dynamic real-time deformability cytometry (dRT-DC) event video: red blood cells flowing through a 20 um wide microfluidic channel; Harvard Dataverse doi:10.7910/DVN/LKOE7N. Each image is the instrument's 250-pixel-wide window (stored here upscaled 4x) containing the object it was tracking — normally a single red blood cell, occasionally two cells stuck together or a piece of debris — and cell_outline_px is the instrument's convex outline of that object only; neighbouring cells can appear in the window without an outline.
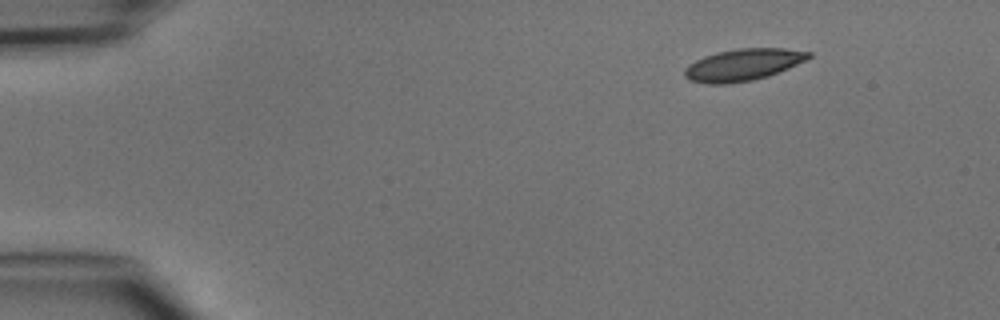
{"species": "common noctule bat (a hibernating species)", "species_latin": "Nyctalus noctula", "temperature_condition": "cold", "stored_images_in_passage": 2, "camera_frame_rate_fps": 3000, "um_per_image_px": 0.085, "animal": {"sex": "male", "body_mass_g": 15.6}, "frame": {"image": 1, "passage_image": 2, "time_ms": 1.0, "image_size_px": [1000, 320], "cell_outline_px": [[812, 56], [788, 68], [768, 76], [752, 80], [728, 84], [708, 84], [688, 80], [684, 76], [684, 68], [688, 64], [704, 56], [716, 52], [740, 48], [784, 48], [812, 52]], "centroid_in_image_um": [63.12, 5.51], "position_along_channel_um": 21.9, "area_um2": 23.06}}